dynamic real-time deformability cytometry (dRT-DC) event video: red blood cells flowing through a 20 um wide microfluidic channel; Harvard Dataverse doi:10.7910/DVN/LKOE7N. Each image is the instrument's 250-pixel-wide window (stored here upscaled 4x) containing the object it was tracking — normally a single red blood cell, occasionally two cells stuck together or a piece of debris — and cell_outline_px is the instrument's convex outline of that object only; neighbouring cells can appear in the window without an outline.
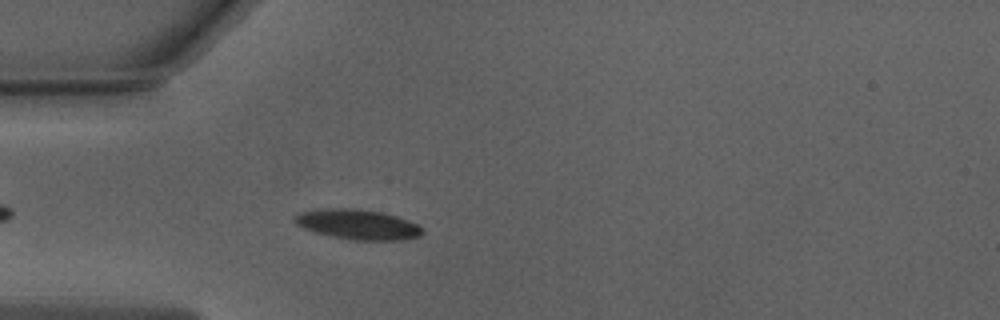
{"species": "Egyptian fruit bat (a non-hibernating species)", "species_latin": "Rousettus aegyptiacus", "temperature_condition": "warm", "stored_images_in_passage": 42, "camera_frame_rate_fps": 3000, "um_per_image_px": 0.085, "animal": {"sex": "male"}, "frame": {"image": 1, "passage_image": 5, "time_ms": 1.333, "image_size_px": [1000, 320], "cell_outline_px": [[424, 232], [420, 236], [400, 240], [352, 240], [328, 236], [312, 232], [296, 224], [292, 220], [300, 212], [316, 208], [360, 208], [380, 212], [396, 216], [408, 220], [416, 224]], "centroid_in_image_um": [30.35, 19.07], "position_along_channel_um": 54.7, "area_um2": 22.6}}
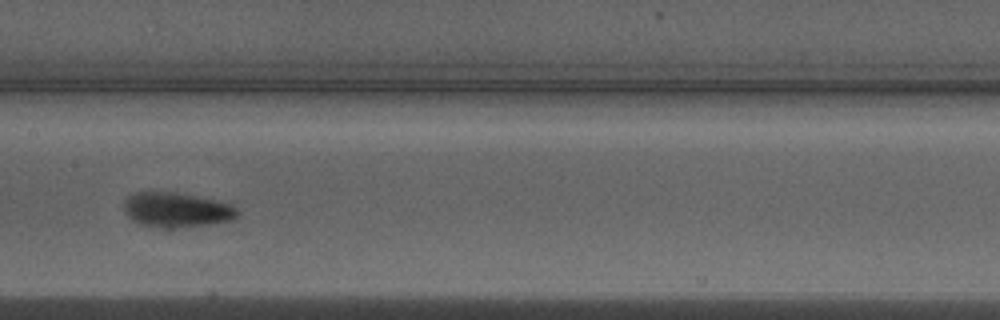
{"frame": {"image": 2, "passage_image": 16, "time_ms": 5.0, "image_size_px": [1000, 320], "cell_outline_px": [[240, 212], [232, 220], [208, 224], [172, 228], [164, 228], [140, 224], [132, 220], [124, 212], [124, 200], [128, 196], [136, 192], [176, 192], [220, 200], [232, 204]], "centroid_in_image_um": [15.02, 17.82], "position_along_channel_um": 192.4, "area_um2": 23.18}}
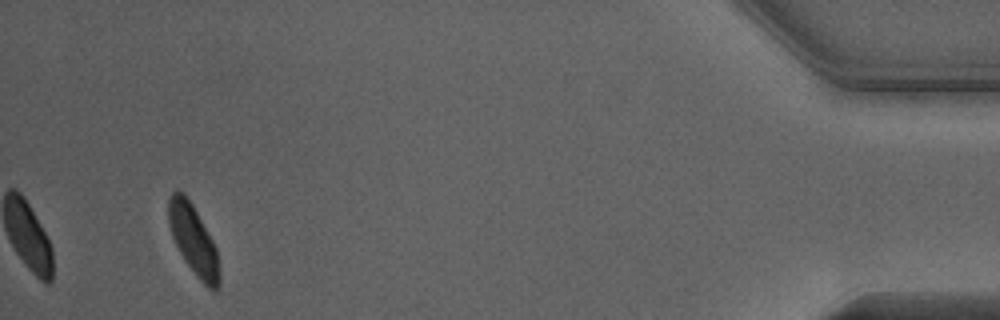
{"frame": {"image": 3, "passage_image": 39, "time_ms": 12.667, "image_size_px": [1000, 320], "cell_outline_px": [[220, 284], [216, 292], [208, 288], [200, 280], [184, 260], [172, 236], [168, 224], [168, 196], [172, 192], [184, 192], [192, 204], [212, 240], [216, 248], [220, 272]], "centroid_in_image_um": [16.44, 20.41], "position_along_channel_um": 418.8, "area_um2": 20.52}, "authors_computed_cell_mechanics": {"area_um2": 22.0796, "velocity_mm_per_s": 3.9627, "shape_relaxation_time_tau1_ms": 2.2484, "shape_relaxation_time_tau2_ms": 2.1723, "deformation_change_tau1": 0.1094, "deformation_change_tau2": 0.074}}